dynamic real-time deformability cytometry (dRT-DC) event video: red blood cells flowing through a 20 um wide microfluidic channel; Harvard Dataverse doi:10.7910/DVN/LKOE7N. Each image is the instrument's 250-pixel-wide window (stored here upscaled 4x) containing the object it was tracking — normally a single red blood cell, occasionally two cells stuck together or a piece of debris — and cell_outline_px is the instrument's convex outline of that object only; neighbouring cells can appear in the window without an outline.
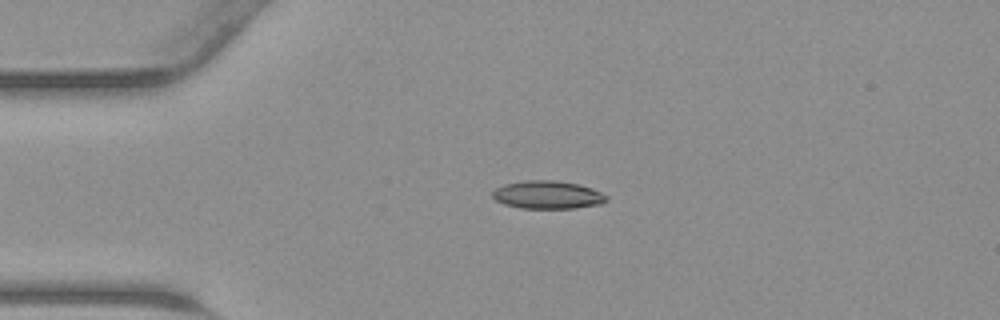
{"species": "common noctule bat (a hibernating species)", "species_latin": "Nyctalus noctula", "temperature_condition": "warm", "stored_images_in_passage": 35, "camera_frame_rate_fps": 3000, "um_per_image_px": 0.085, "animal": {"sex": "male", "body_mass_g": 23.1, "forearm_length_mm": 52.7}, "frame": {"image": 1, "passage_image": 1, "time_ms": 0.0, "image_size_px": [1000, 320], "cell_outline_px": [[608, 200], [600, 204], [576, 208], [520, 208], [504, 204], [496, 200], [492, 196], [492, 192], [496, 188], [504, 184], [524, 180], [552, 180], [580, 184], [592, 188], [608, 196]], "centroid_in_image_um": [46.55, 16.55], "position_along_channel_um": 38.4, "area_um2": 18.67}}
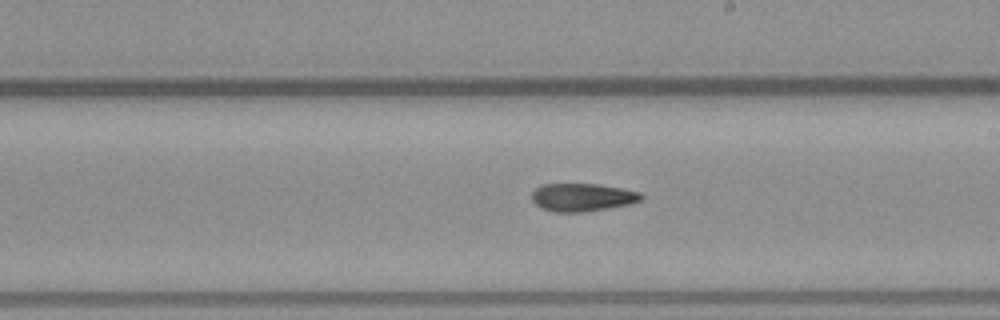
{"frame": {"image": 2, "passage_image": 16, "time_ms": 5.0, "image_size_px": [1000, 320], "cell_outline_px": [[644, 196], [640, 200], [628, 204], [608, 208], [584, 212], [552, 212], [540, 208], [532, 200], [532, 192], [540, 184], [600, 184], [640, 192]], "centroid_in_image_um": [49.46, 16.77], "position_along_channel_um": 239.5, "area_um2": 17.86}}
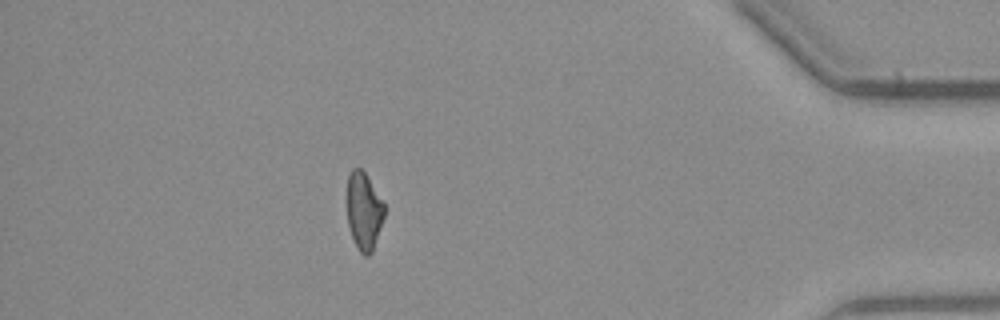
{"frame": {"image": 3, "passage_image": 30, "time_ms": 9.667, "image_size_px": [1000, 320], "cell_outline_px": [[384, 216], [372, 252], [368, 256], [364, 256], [360, 252], [352, 236], [348, 224], [348, 176], [352, 168], [360, 168], [364, 172], [384, 204]], "centroid_in_image_um": [30.93, 17.95], "position_along_channel_um": 404.3, "area_um2": 16.36}}